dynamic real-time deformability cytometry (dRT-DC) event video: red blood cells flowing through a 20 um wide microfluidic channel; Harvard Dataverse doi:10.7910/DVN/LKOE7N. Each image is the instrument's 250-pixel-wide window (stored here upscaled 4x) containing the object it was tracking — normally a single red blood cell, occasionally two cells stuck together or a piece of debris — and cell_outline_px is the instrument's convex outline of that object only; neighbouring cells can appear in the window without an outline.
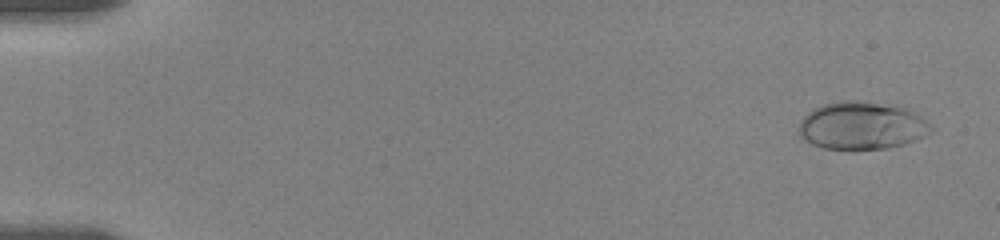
{"species": "human", "species_latin": "Homo sapiens", "temperature_condition": "room temperature", "stored_images_in_passage": 9, "camera_frame_rate_fps": 3000, "um_per_image_px": 0.085, "donor": {"sex": "female"}, "frame": {"image": 1, "passage_image": 2, "time_ms": 0.667, "image_size_px": [1000, 240], "cell_outline_px": [[932, 132], [916, 140], [904, 144], [888, 148], [852, 152], [824, 148], [812, 144], [800, 136], [796, 132], [800, 120], [812, 108], [824, 104], [844, 100], [856, 100], [896, 104], [920, 116], [932, 128]], "centroid_in_image_um": [73.2, 10.7], "position_along_channel_um": 11.8, "area_um2": 37.69}}